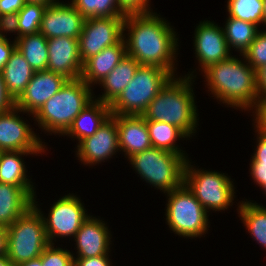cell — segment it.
I'll use <instances>...</instances> for the list:
<instances>
[{"label": "cell", "mask_w": 266, "mask_h": 266, "mask_svg": "<svg viewBox=\"0 0 266 266\" xmlns=\"http://www.w3.org/2000/svg\"><path fill=\"white\" fill-rule=\"evenodd\" d=\"M166 22L151 12L131 13L124 18L123 30L130 31L125 40L127 55L140 65L159 66L173 75L178 42L173 28Z\"/></svg>", "instance_id": "6da1fadb"}, {"label": "cell", "mask_w": 266, "mask_h": 266, "mask_svg": "<svg viewBox=\"0 0 266 266\" xmlns=\"http://www.w3.org/2000/svg\"><path fill=\"white\" fill-rule=\"evenodd\" d=\"M174 76L160 90L157 96L148 105L142 114L145 120L162 121L178 127L187 138L192 133L197 123V112L191 90V77ZM190 82V83H189Z\"/></svg>", "instance_id": "7a4b0ae2"}, {"label": "cell", "mask_w": 266, "mask_h": 266, "mask_svg": "<svg viewBox=\"0 0 266 266\" xmlns=\"http://www.w3.org/2000/svg\"><path fill=\"white\" fill-rule=\"evenodd\" d=\"M208 87L216 98L245 109L252 107L256 97L255 70L247 63L230 57L204 70Z\"/></svg>", "instance_id": "3957f363"}, {"label": "cell", "mask_w": 266, "mask_h": 266, "mask_svg": "<svg viewBox=\"0 0 266 266\" xmlns=\"http://www.w3.org/2000/svg\"><path fill=\"white\" fill-rule=\"evenodd\" d=\"M91 88L81 78L65 85L34 114L46 131L64 134L75 117L92 101Z\"/></svg>", "instance_id": "277c9868"}, {"label": "cell", "mask_w": 266, "mask_h": 266, "mask_svg": "<svg viewBox=\"0 0 266 266\" xmlns=\"http://www.w3.org/2000/svg\"><path fill=\"white\" fill-rule=\"evenodd\" d=\"M173 76L162 67L140 65L126 88L109 105L111 115H142Z\"/></svg>", "instance_id": "5b68a950"}, {"label": "cell", "mask_w": 266, "mask_h": 266, "mask_svg": "<svg viewBox=\"0 0 266 266\" xmlns=\"http://www.w3.org/2000/svg\"><path fill=\"white\" fill-rule=\"evenodd\" d=\"M31 206L7 231V257L15 264L37 259L50 244L46 235L43 214Z\"/></svg>", "instance_id": "8992f818"}, {"label": "cell", "mask_w": 266, "mask_h": 266, "mask_svg": "<svg viewBox=\"0 0 266 266\" xmlns=\"http://www.w3.org/2000/svg\"><path fill=\"white\" fill-rule=\"evenodd\" d=\"M128 158L143 179L164 193L178 189L184 182V155L151 147Z\"/></svg>", "instance_id": "52a82bcc"}, {"label": "cell", "mask_w": 266, "mask_h": 266, "mask_svg": "<svg viewBox=\"0 0 266 266\" xmlns=\"http://www.w3.org/2000/svg\"><path fill=\"white\" fill-rule=\"evenodd\" d=\"M166 220L177 235L197 237L208 227L207 212L195 195L183 183L178 189L168 192Z\"/></svg>", "instance_id": "ba28073f"}, {"label": "cell", "mask_w": 266, "mask_h": 266, "mask_svg": "<svg viewBox=\"0 0 266 266\" xmlns=\"http://www.w3.org/2000/svg\"><path fill=\"white\" fill-rule=\"evenodd\" d=\"M186 160L184 167V184L195 195L203 208L225 210L233 201L232 181L218 172L192 169Z\"/></svg>", "instance_id": "9c48e42d"}, {"label": "cell", "mask_w": 266, "mask_h": 266, "mask_svg": "<svg viewBox=\"0 0 266 266\" xmlns=\"http://www.w3.org/2000/svg\"><path fill=\"white\" fill-rule=\"evenodd\" d=\"M125 17H93L85 19L79 36V54L84 63L106 47L117 44L123 36Z\"/></svg>", "instance_id": "30bf717a"}, {"label": "cell", "mask_w": 266, "mask_h": 266, "mask_svg": "<svg viewBox=\"0 0 266 266\" xmlns=\"http://www.w3.org/2000/svg\"><path fill=\"white\" fill-rule=\"evenodd\" d=\"M48 218L43 217L45 231L49 243L54 244L52 240L56 236L74 237L89 216L78 197L66 195L52 206Z\"/></svg>", "instance_id": "8fae6325"}, {"label": "cell", "mask_w": 266, "mask_h": 266, "mask_svg": "<svg viewBox=\"0 0 266 266\" xmlns=\"http://www.w3.org/2000/svg\"><path fill=\"white\" fill-rule=\"evenodd\" d=\"M84 22L85 18L72 4L55 2L45 8L39 32L47 39L55 37L79 39Z\"/></svg>", "instance_id": "7c38bea8"}, {"label": "cell", "mask_w": 266, "mask_h": 266, "mask_svg": "<svg viewBox=\"0 0 266 266\" xmlns=\"http://www.w3.org/2000/svg\"><path fill=\"white\" fill-rule=\"evenodd\" d=\"M16 106L0 113V151H43L44 146L34 131L16 113Z\"/></svg>", "instance_id": "4fadbf2b"}, {"label": "cell", "mask_w": 266, "mask_h": 266, "mask_svg": "<svg viewBox=\"0 0 266 266\" xmlns=\"http://www.w3.org/2000/svg\"><path fill=\"white\" fill-rule=\"evenodd\" d=\"M68 80L65 76L52 71H36L24 92L15 101V106L34 115Z\"/></svg>", "instance_id": "5bb4252c"}, {"label": "cell", "mask_w": 266, "mask_h": 266, "mask_svg": "<svg viewBox=\"0 0 266 266\" xmlns=\"http://www.w3.org/2000/svg\"><path fill=\"white\" fill-rule=\"evenodd\" d=\"M214 24L210 21L200 22L195 29V53L203 70L231 56L224 29Z\"/></svg>", "instance_id": "9a60e30c"}, {"label": "cell", "mask_w": 266, "mask_h": 266, "mask_svg": "<svg viewBox=\"0 0 266 266\" xmlns=\"http://www.w3.org/2000/svg\"><path fill=\"white\" fill-rule=\"evenodd\" d=\"M47 70L61 74L69 80L81 77L83 63L79 54V40L69 37L48 39Z\"/></svg>", "instance_id": "2e32d148"}, {"label": "cell", "mask_w": 266, "mask_h": 266, "mask_svg": "<svg viewBox=\"0 0 266 266\" xmlns=\"http://www.w3.org/2000/svg\"><path fill=\"white\" fill-rule=\"evenodd\" d=\"M77 150L84 164L98 163L114 155L120 150L116 120L110 116L94 135L79 142Z\"/></svg>", "instance_id": "e0dca14e"}, {"label": "cell", "mask_w": 266, "mask_h": 266, "mask_svg": "<svg viewBox=\"0 0 266 266\" xmlns=\"http://www.w3.org/2000/svg\"><path fill=\"white\" fill-rule=\"evenodd\" d=\"M117 124L119 148L128 157L152 147L142 115H111Z\"/></svg>", "instance_id": "ac0fdd59"}, {"label": "cell", "mask_w": 266, "mask_h": 266, "mask_svg": "<svg viewBox=\"0 0 266 266\" xmlns=\"http://www.w3.org/2000/svg\"><path fill=\"white\" fill-rule=\"evenodd\" d=\"M110 234L107 226L96 218H87L75 234L77 258L108 255Z\"/></svg>", "instance_id": "d6986e66"}, {"label": "cell", "mask_w": 266, "mask_h": 266, "mask_svg": "<svg viewBox=\"0 0 266 266\" xmlns=\"http://www.w3.org/2000/svg\"><path fill=\"white\" fill-rule=\"evenodd\" d=\"M34 196L33 187L0 183V226L12 225L33 206Z\"/></svg>", "instance_id": "ffe728a7"}, {"label": "cell", "mask_w": 266, "mask_h": 266, "mask_svg": "<svg viewBox=\"0 0 266 266\" xmlns=\"http://www.w3.org/2000/svg\"><path fill=\"white\" fill-rule=\"evenodd\" d=\"M127 54L124 37L115 45L104 48L83 63L81 79L91 86L101 82Z\"/></svg>", "instance_id": "44dd1931"}, {"label": "cell", "mask_w": 266, "mask_h": 266, "mask_svg": "<svg viewBox=\"0 0 266 266\" xmlns=\"http://www.w3.org/2000/svg\"><path fill=\"white\" fill-rule=\"evenodd\" d=\"M111 116L110 106L100 100H92L73 120L64 133L75 136L79 142L94 135ZM90 126V127H89Z\"/></svg>", "instance_id": "7402d4cb"}, {"label": "cell", "mask_w": 266, "mask_h": 266, "mask_svg": "<svg viewBox=\"0 0 266 266\" xmlns=\"http://www.w3.org/2000/svg\"><path fill=\"white\" fill-rule=\"evenodd\" d=\"M34 72L24 56L15 48L2 70L6 90L14 101L24 92Z\"/></svg>", "instance_id": "603a6c76"}, {"label": "cell", "mask_w": 266, "mask_h": 266, "mask_svg": "<svg viewBox=\"0 0 266 266\" xmlns=\"http://www.w3.org/2000/svg\"><path fill=\"white\" fill-rule=\"evenodd\" d=\"M139 66L140 64L133 57L126 54L99 83L105 89V93L97 100L110 105L132 80Z\"/></svg>", "instance_id": "cb8c5ba5"}, {"label": "cell", "mask_w": 266, "mask_h": 266, "mask_svg": "<svg viewBox=\"0 0 266 266\" xmlns=\"http://www.w3.org/2000/svg\"><path fill=\"white\" fill-rule=\"evenodd\" d=\"M16 49L24 56L32 69L47 70L48 39L40 32L16 38Z\"/></svg>", "instance_id": "d4e9b609"}, {"label": "cell", "mask_w": 266, "mask_h": 266, "mask_svg": "<svg viewBox=\"0 0 266 266\" xmlns=\"http://www.w3.org/2000/svg\"><path fill=\"white\" fill-rule=\"evenodd\" d=\"M42 151H0V183L19 187H32L26 177L25 165L21 155Z\"/></svg>", "instance_id": "484cf974"}, {"label": "cell", "mask_w": 266, "mask_h": 266, "mask_svg": "<svg viewBox=\"0 0 266 266\" xmlns=\"http://www.w3.org/2000/svg\"><path fill=\"white\" fill-rule=\"evenodd\" d=\"M47 5L27 2L16 16L5 26V31H14L21 37L39 32L42 15Z\"/></svg>", "instance_id": "4316f807"}, {"label": "cell", "mask_w": 266, "mask_h": 266, "mask_svg": "<svg viewBox=\"0 0 266 266\" xmlns=\"http://www.w3.org/2000/svg\"><path fill=\"white\" fill-rule=\"evenodd\" d=\"M146 124L152 147L184 155L174 144L177 138L187 137L178 127L162 121L146 120Z\"/></svg>", "instance_id": "83f0119b"}, {"label": "cell", "mask_w": 266, "mask_h": 266, "mask_svg": "<svg viewBox=\"0 0 266 266\" xmlns=\"http://www.w3.org/2000/svg\"><path fill=\"white\" fill-rule=\"evenodd\" d=\"M226 22L224 33L229 49L232 46L243 55L259 32L257 25L234 17H229Z\"/></svg>", "instance_id": "f1b7e54d"}, {"label": "cell", "mask_w": 266, "mask_h": 266, "mask_svg": "<svg viewBox=\"0 0 266 266\" xmlns=\"http://www.w3.org/2000/svg\"><path fill=\"white\" fill-rule=\"evenodd\" d=\"M239 210L248 231L259 244L266 248V208L257 203L242 202Z\"/></svg>", "instance_id": "f546056e"}, {"label": "cell", "mask_w": 266, "mask_h": 266, "mask_svg": "<svg viewBox=\"0 0 266 266\" xmlns=\"http://www.w3.org/2000/svg\"><path fill=\"white\" fill-rule=\"evenodd\" d=\"M85 19L93 17H125L117 0H72L71 3Z\"/></svg>", "instance_id": "4dcf8cb0"}, {"label": "cell", "mask_w": 266, "mask_h": 266, "mask_svg": "<svg viewBox=\"0 0 266 266\" xmlns=\"http://www.w3.org/2000/svg\"><path fill=\"white\" fill-rule=\"evenodd\" d=\"M229 17L258 25L263 23V0H228Z\"/></svg>", "instance_id": "1f68e13d"}, {"label": "cell", "mask_w": 266, "mask_h": 266, "mask_svg": "<svg viewBox=\"0 0 266 266\" xmlns=\"http://www.w3.org/2000/svg\"><path fill=\"white\" fill-rule=\"evenodd\" d=\"M243 57L254 70L266 64V31L256 34L254 41L243 53Z\"/></svg>", "instance_id": "d6a6232c"}, {"label": "cell", "mask_w": 266, "mask_h": 266, "mask_svg": "<svg viewBox=\"0 0 266 266\" xmlns=\"http://www.w3.org/2000/svg\"><path fill=\"white\" fill-rule=\"evenodd\" d=\"M42 266H73V255L62 248L49 244L40 255Z\"/></svg>", "instance_id": "836d02e7"}, {"label": "cell", "mask_w": 266, "mask_h": 266, "mask_svg": "<svg viewBox=\"0 0 266 266\" xmlns=\"http://www.w3.org/2000/svg\"><path fill=\"white\" fill-rule=\"evenodd\" d=\"M26 3V0H0V26H6Z\"/></svg>", "instance_id": "e575fe53"}, {"label": "cell", "mask_w": 266, "mask_h": 266, "mask_svg": "<svg viewBox=\"0 0 266 266\" xmlns=\"http://www.w3.org/2000/svg\"><path fill=\"white\" fill-rule=\"evenodd\" d=\"M120 8L126 13H147L149 0H117Z\"/></svg>", "instance_id": "d590c367"}, {"label": "cell", "mask_w": 266, "mask_h": 266, "mask_svg": "<svg viewBox=\"0 0 266 266\" xmlns=\"http://www.w3.org/2000/svg\"><path fill=\"white\" fill-rule=\"evenodd\" d=\"M2 30L5 32V26H0V73H2L3 66L16 48V42L14 41L13 44H10L8 39L2 34Z\"/></svg>", "instance_id": "8d00e7d4"}, {"label": "cell", "mask_w": 266, "mask_h": 266, "mask_svg": "<svg viewBox=\"0 0 266 266\" xmlns=\"http://www.w3.org/2000/svg\"><path fill=\"white\" fill-rule=\"evenodd\" d=\"M107 255L73 259V266H110Z\"/></svg>", "instance_id": "74e56055"}, {"label": "cell", "mask_w": 266, "mask_h": 266, "mask_svg": "<svg viewBox=\"0 0 266 266\" xmlns=\"http://www.w3.org/2000/svg\"><path fill=\"white\" fill-rule=\"evenodd\" d=\"M15 106L14 99L8 94L5 82L0 73V113L6 112Z\"/></svg>", "instance_id": "f35d334b"}, {"label": "cell", "mask_w": 266, "mask_h": 266, "mask_svg": "<svg viewBox=\"0 0 266 266\" xmlns=\"http://www.w3.org/2000/svg\"><path fill=\"white\" fill-rule=\"evenodd\" d=\"M257 128L259 137L256 152L252 158V162H266V132Z\"/></svg>", "instance_id": "ab89813d"}, {"label": "cell", "mask_w": 266, "mask_h": 266, "mask_svg": "<svg viewBox=\"0 0 266 266\" xmlns=\"http://www.w3.org/2000/svg\"><path fill=\"white\" fill-rule=\"evenodd\" d=\"M262 92V93H261ZM258 100V101H257ZM256 105V122L257 123L266 114V89H257L255 101L252 104Z\"/></svg>", "instance_id": "60d3db41"}, {"label": "cell", "mask_w": 266, "mask_h": 266, "mask_svg": "<svg viewBox=\"0 0 266 266\" xmlns=\"http://www.w3.org/2000/svg\"><path fill=\"white\" fill-rule=\"evenodd\" d=\"M259 186L263 184V178H266V162H251L250 173Z\"/></svg>", "instance_id": "b9f144b4"}, {"label": "cell", "mask_w": 266, "mask_h": 266, "mask_svg": "<svg viewBox=\"0 0 266 266\" xmlns=\"http://www.w3.org/2000/svg\"><path fill=\"white\" fill-rule=\"evenodd\" d=\"M256 89H266V64L255 70Z\"/></svg>", "instance_id": "7bdbcfd3"}, {"label": "cell", "mask_w": 266, "mask_h": 266, "mask_svg": "<svg viewBox=\"0 0 266 266\" xmlns=\"http://www.w3.org/2000/svg\"><path fill=\"white\" fill-rule=\"evenodd\" d=\"M7 231L6 227L0 226V256L6 255Z\"/></svg>", "instance_id": "ee69618b"}, {"label": "cell", "mask_w": 266, "mask_h": 266, "mask_svg": "<svg viewBox=\"0 0 266 266\" xmlns=\"http://www.w3.org/2000/svg\"><path fill=\"white\" fill-rule=\"evenodd\" d=\"M16 266H42V262H41V258L39 257L37 259H33V260L20 263Z\"/></svg>", "instance_id": "f6af8a7d"}, {"label": "cell", "mask_w": 266, "mask_h": 266, "mask_svg": "<svg viewBox=\"0 0 266 266\" xmlns=\"http://www.w3.org/2000/svg\"><path fill=\"white\" fill-rule=\"evenodd\" d=\"M0 266H16L7 255L0 256Z\"/></svg>", "instance_id": "bcb514c9"}, {"label": "cell", "mask_w": 266, "mask_h": 266, "mask_svg": "<svg viewBox=\"0 0 266 266\" xmlns=\"http://www.w3.org/2000/svg\"><path fill=\"white\" fill-rule=\"evenodd\" d=\"M256 126L266 132V114L257 122Z\"/></svg>", "instance_id": "7dc6e473"}, {"label": "cell", "mask_w": 266, "mask_h": 266, "mask_svg": "<svg viewBox=\"0 0 266 266\" xmlns=\"http://www.w3.org/2000/svg\"><path fill=\"white\" fill-rule=\"evenodd\" d=\"M26 1L27 2H34V3H42V4H45L47 6L56 2L54 0H26Z\"/></svg>", "instance_id": "c3c4849f"}, {"label": "cell", "mask_w": 266, "mask_h": 266, "mask_svg": "<svg viewBox=\"0 0 266 266\" xmlns=\"http://www.w3.org/2000/svg\"><path fill=\"white\" fill-rule=\"evenodd\" d=\"M263 23L266 25V0H263Z\"/></svg>", "instance_id": "681fc988"}, {"label": "cell", "mask_w": 266, "mask_h": 266, "mask_svg": "<svg viewBox=\"0 0 266 266\" xmlns=\"http://www.w3.org/2000/svg\"><path fill=\"white\" fill-rule=\"evenodd\" d=\"M260 187H262L266 192V178H263V184Z\"/></svg>", "instance_id": "f907efd6"}]
</instances>
